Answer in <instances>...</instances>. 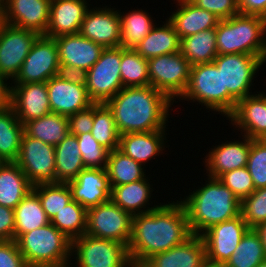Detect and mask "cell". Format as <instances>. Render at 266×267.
<instances>
[{
    "mask_svg": "<svg viewBox=\"0 0 266 267\" xmlns=\"http://www.w3.org/2000/svg\"><path fill=\"white\" fill-rule=\"evenodd\" d=\"M148 176L147 174L144 179L136 182L112 187L110 200L132 216L157 208L162 202L156 205L155 199L153 204L152 199L156 197L153 196L155 195L153 194L155 187L153 188L154 184L150 181L152 175Z\"/></svg>",
    "mask_w": 266,
    "mask_h": 267,
    "instance_id": "obj_26",
    "label": "cell"
},
{
    "mask_svg": "<svg viewBox=\"0 0 266 267\" xmlns=\"http://www.w3.org/2000/svg\"><path fill=\"white\" fill-rule=\"evenodd\" d=\"M14 210L0 205V240H14Z\"/></svg>",
    "mask_w": 266,
    "mask_h": 267,
    "instance_id": "obj_50",
    "label": "cell"
},
{
    "mask_svg": "<svg viewBox=\"0 0 266 267\" xmlns=\"http://www.w3.org/2000/svg\"><path fill=\"white\" fill-rule=\"evenodd\" d=\"M120 74L123 87L150 85L148 61L134 49H125L121 46Z\"/></svg>",
    "mask_w": 266,
    "mask_h": 267,
    "instance_id": "obj_41",
    "label": "cell"
},
{
    "mask_svg": "<svg viewBox=\"0 0 266 267\" xmlns=\"http://www.w3.org/2000/svg\"><path fill=\"white\" fill-rule=\"evenodd\" d=\"M175 3L174 11H167L168 20L175 28L180 39L196 34L198 32L216 28L220 19L212 12L197 7L187 0H172ZM171 14V15H170Z\"/></svg>",
    "mask_w": 266,
    "mask_h": 267,
    "instance_id": "obj_27",
    "label": "cell"
},
{
    "mask_svg": "<svg viewBox=\"0 0 266 267\" xmlns=\"http://www.w3.org/2000/svg\"><path fill=\"white\" fill-rule=\"evenodd\" d=\"M50 221L68 239L73 241L86 232L87 209L72 199Z\"/></svg>",
    "mask_w": 266,
    "mask_h": 267,
    "instance_id": "obj_39",
    "label": "cell"
},
{
    "mask_svg": "<svg viewBox=\"0 0 266 267\" xmlns=\"http://www.w3.org/2000/svg\"><path fill=\"white\" fill-rule=\"evenodd\" d=\"M24 125L11 106L0 109V162H15L18 158Z\"/></svg>",
    "mask_w": 266,
    "mask_h": 267,
    "instance_id": "obj_33",
    "label": "cell"
},
{
    "mask_svg": "<svg viewBox=\"0 0 266 267\" xmlns=\"http://www.w3.org/2000/svg\"><path fill=\"white\" fill-rule=\"evenodd\" d=\"M213 63L222 71L223 90H228L229 117L239 100L258 92L254 81L266 62L249 54H218Z\"/></svg>",
    "mask_w": 266,
    "mask_h": 267,
    "instance_id": "obj_6",
    "label": "cell"
},
{
    "mask_svg": "<svg viewBox=\"0 0 266 267\" xmlns=\"http://www.w3.org/2000/svg\"><path fill=\"white\" fill-rule=\"evenodd\" d=\"M0 22H1V0H0Z\"/></svg>",
    "mask_w": 266,
    "mask_h": 267,
    "instance_id": "obj_58",
    "label": "cell"
},
{
    "mask_svg": "<svg viewBox=\"0 0 266 267\" xmlns=\"http://www.w3.org/2000/svg\"><path fill=\"white\" fill-rule=\"evenodd\" d=\"M178 100L199 104L200 111L205 108L206 113L228 118V90H223L222 71L213 62L191 66L189 84Z\"/></svg>",
    "mask_w": 266,
    "mask_h": 267,
    "instance_id": "obj_7",
    "label": "cell"
},
{
    "mask_svg": "<svg viewBox=\"0 0 266 267\" xmlns=\"http://www.w3.org/2000/svg\"><path fill=\"white\" fill-rule=\"evenodd\" d=\"M76 138L85 168H106L109 150L100 145L90 132Z\"/></svg>",
    "mask_w": 266,
    "mask_h": 267,
    "instance_id": "obj_44",
    "label": "cell"
},
{
    "mask_svg": "<svg viewBox=\"0 0 266 267\" xmlns=\"http://www.w3.org/2000/svg\"><path fill=\"white\" fill-rule=\"evenodd\" d=\"M239 14L266 18V0H238Z\"/></svg>",
    "mask_w": 266,
    "mask_h": 267,
    "instance_id": "obj_52",
    "label": "cell"
},
{
    "mask_svg": "<svg viewBox=\"0 0 266 267\" xmlns=\"http://www.w3.org/2000/svg\"><path fill=\"white\" fill-rule=\"evenodd\" d=\"M218 179L234 193L240 202L255 190L252 177L246 166L228 171Z\"/></svg>",
    "mask_w": 266,
    "mask_h": 267,
    "instance_id": "obj_46",
    "label": "cell"
},
{
    "mask_svg": "<svg viewBox=\"0 0 266 267\" xmlns=\"http://www.w3.org/2000/svg\"><path fill=\"white\" fill-rule=\"evenodd\" d=\"M59 66L55 38L39 35L11 84L47 82L57 76Z\"/></svg>",
    "mask_w": 266,
    "mask_h": 267,
    "instance_id": "obj_13",
    "label": "cell"
},
{
    "mask_svg": "<svg viewBox=\"0 0 266 267\" xmlns=\"http://www.w3.org/2000/svg\"><path fill=\"white\" fill-rule=\"evenodd\" d=\"M14 240L22 234L49 224L51 221L42 208L38 195L31 190L15 207Z\"/></svg>",
    "mask_w": 266,
    "mask_h": 267,
    "instance_id": "obj_36",
    "label": "cell"
},
{
    "mask_svg": "<svg viewBox=\"0 0 266 267\" xmlns=\"http://www.w3.org/2000/svg\"><path fill=\"white\" fill-rule=\"evenodd\" d=\"M181 54L191 66L212 63L217 53L216 28L207 29L181 39Z\"/></svg>",
    "mask_w": 266,
    "mask_h": 267,
    "instance_id": "obj_35",
    "label": "cell"
},
{
    "mask_svg": "<svg viewBox=\"0 0 266 267\" xmlns=\"http://www.w3.org/2000/svg\"><path fill=\"white\" fill-rule=\"evenodd\" d=\"M0 267H29L15 240H0Z\"/></svg>",
    "mask_w": 266,
    "mask_h": 267,
    "instance_id": "obj_48",
    "label": "cell"
},
{
    "mask_svg": "<svg viewBox=\"0 0 266 267\" xmlns=\"http://www.w3.org/2000/svg\"><path fill=\"white\" fill-rule=\"evenodd\" d=\"M57 76L73 84L87 85V71L82 68L59 63Z\"/></svg>",
    "mask_w": 266,
    "mask_h": 267,
    "instance_id": "obj_51",
    "label": "cell"
},
{
    "mask_svg": "<svg viewBox=\"0 0 266 267\" xmlns=\"http://www.w3.org/2000/svg\"><path fill=\"white\" fill-rule=\"evenodd\" d=\"M69 134L79 135L91 132L94 122V104L68 116Z\"/></svg>",
    "mask_w": 266,
    "mask_h": 267,
    "instance_id": "obj_49",
    "label": "cell"
},
{
    "mask_svg": "<svg viewBox=\"0 0 266 267\" xmlns=\"http://www.w3.org/2000/svg\"><path fill=\"white\" fill-rule=\"evenodd\" d=\"M230 128L250 139L266 137V95L261 91L237 102L233 113L226 119ZM240 132V133H239Z\"/></svg>",
    "mask_w": 266,
    "mask_h": 267,
    "instance_id": "obj_19",
    "label": "cell"
},
{
    "mask_svg": "<svg viewBox=\"0 0 266 267\" xmlns=\"http://www.w3.org/2000/svg\"><path fill=\"white\" fill-rule=\"evenodd\" d=\"M71 258L70 267H124L129 255L118 241L84 234L72 241Z\"/></svg>",
    "mask_w": 266,
    "mask_h": 267,
    "instance_id": "obj_8",
    "label": "cell"
},
{
    "mask_svg": "<svg viewBox=\"0 0 266 267\" xmlns=\"http://www.w3.org/2000/svg\"><path fill=\"white\" fill-rule=\"evenodd\" d=\"M31 190V183L16 162L0 163V205L14 210Z\"/></svg>",
    "mask_w": 266,
    "mask_h": 267,
    "instance_id": "obj_30",
    "label": "cell"
},
{
    "mask_svg": "<svg viewBox=\"0 0 266 267\" xmlns=\"http://www.w3.org/2000/svg\"><path fill=\"white\" fill-rule=\"evenodd\" d=\"M156 24L134 50L144 59H151L160 55L177 53L180 51L181 39L177 35L172 23L165 18Z\"/></svg>",
    "mask_w": 266,
    "mask_h": 267,
    "instance_id": "obj_29",
    "label": "cell"
},
{
    "mask_svg": "<svg viewBox=\"0 0 266 267\" xmlns=\"http://www.w3.org/2000/svg\"><path fill=\"white\" fill-rule=\"evenodd\" d=\"M59 63L88 71L100 58L104 47L80 33L55 37Z\"/></svg>",
    "mask_w": 266,
    "mask_h": 267,
    "instance_id": "obj_25",
    "label": "cell"
},
{
    "mask_svg": "<svg viewBox=\"0 0 266 267\" xmlns=\"http://www.w3.org/2000/svg\"><path fill=\"white\" fill-rule=\"evenodd\" d=\"M240 214L250 229L266 222V187L255 189L241 201Z\"/></svg>",
    "mask_w": 266,
    "mask_h": 267,
    "instance_id": "obj_43",
    "label": "cell"
},
{
    "mask_svg": "<svg viewBox=\"0 0 266 267\" xmlns=\"http://www.w3.org/2000/svg\"><path fill=\"white\" fill-rule=\"evenodd\" d=\"M90 133L100 145L109 151L118 149L120 133L113 113L105 103H94V122Z\"/></svg>",
    "mask_w": 266,
    "mask_h": 267,
    "instance_id": "obj_40",
    "label": "cell"
},
{
    "mask_svg": "<svg viewBox=\"0 0 266 267\" xmlns=\"http://www.w3.org/2000/svg\"><path fill=\"white\" fill-rule=\"evenodd\" d=\"M192 3L212 12L220 20L239 14L238 0H193Z\"/></svg>",
    "mask_w": 266,
    "mask_h": 267,
    "instance_id": "obj_47",
    "label": "cell"
},
{
    "mask_svg": "<svg viewBox=\"0 0 266 267\" xmlns=\"http://www.w3.org/2000/svg\"><path fill=\"white\" fill-rule=\"evenodd\" d=\"M192 235L182 203L176 198L167 200L150 212L133 216L132 235L127 246L129 258L146 261L156 253L185 242Z\"/></svg>",
    "mask_w": 266,
    "mask_h": 267,
    "instance_id": "obj_1",
    "label": "cell"
},
{
    "mask_svg": "<svg viewBox=\"0 0 266 267\" xmlns=\"http://www.w3.org/2000/svg\"><path fill=\"white\" fill-rule=\"evenodd\" d=\"M91 0H51L49 23L45 36L55 38L61 35L79 33ZM90 2V4H89Z\"/></svg>",
    "mask_w": 266,
    "mask_h": 267,
    "instance_id": "obj_23",
    "label": "cell"
},
{
    "mask_svg": "<svg viewBox=\"0 0 266 267\" xmlns=\"http://www.w3.org/2000/svg\"><path fill=\"white\" fill-rule=\"evenodd\" d=\"M205 176L201 178V185H193V192L189 188V194L178 198L186 211L192 234L199 236L211 226L240 215L241 202L234 193L218 178Z\"/></svg>",
    "mask_w": 266,
    "mask_h": 267,
    "instance_id": "obj_3",
    "label": "cell"
},
{
    "mask_svg": "<svg viewBox=\"0 0 266 267\" xmlns=\"http://www.w3.org/2000/svg\"><path fill=\"white\" fill-rule=\"evenodd\" d=\"M254 230L259 234L266 256V222L259 224Z\"/></svg>",
    "mask_w": 266,
    "mask_h": 267,
    "instance_id": "obj_54",
    "label": "cell"
},
{
    "mask_svg": "<svg viewBox=\"0 0 266 267\" xmlns=\"http://www.w3.org/2000/svg\"><path fill=\"white\" fill-rule=\"evenodd\" d=\"M151 267H200L206 261L204 241L193 234L185 242L146 260Z\"/></svg>",
    "mask_w": 266,
    "mask_h": 267,
    "instance_id": "obj_28",
    "label": "cell"
},
{
    "mask_svg": "<svg viewBox=\"0 0 266 267\" xmlns=\"http://www.w3.org/2000/svg\"><path fill=\"white\" fill-rule=\"evenodd\" d=\"M39 34L0 22V74L11 83Z\"/></svg>",
    "mask_w": 266,
    "mask_h": 267,
    "instance_id": "obj_14",
    "label": "cell"
},
{
    "mask_svg": "<svg viewBox=\"0 0 266 267\" xmlns=\"http://www.w3.org/2000/svg\"><path fill=\"white\" fill-rule=\"evenodd\" d=\"M32 186L56 183L55 147L28 136H22L15 161Z\"/></svg>",
    "mask_w": 266,
    "mask_h": 267,
    "instance_id": "obj_12",
    "label": "cell"
},
{
    "mask_svg": "<svg viewBox=\"0 0 266 267\" xmlns=\"http://www.w3.org/2000/svg\"><path fill=\"white\" fill-rule=\"evenodd\" d=\"M112 7V8H111ZM79 33L89 40L103 46H121V20L119 10L113 6H91L81 24Z\"/></svg>",
    "mask_w": 266,
    "mask_h": 267,
    "instance_id": "obj_16",
    "label": "cell"
},
{
    "mask_svg": "<svg viewBox=\"0 0 266 267\" xmlns=\"http://www.w3.org/2000/svg\"><path fill=\"white\" fill-rule=\"evenodd\" d=\"M133 216L112 200L87 209L85 234L118 241L128 246L132 235Z\"/></svg>",
    "mask_w": 266,
    "mask_h": 267,
    "instance_id": "obj_10",
    "label": "cell"
},
{
    "mask_svg": "<svg viewBox=\"0 0 266 267\" xmlns=\"http://www.w3.org/2000/svg\"><path fill=\"white\" fill-rule=\"evenodd\" d=\"M46 86L51 112L69 116L94 104L88 95L86 86L73 84L58 76L50 78Z\"/></svg>",
    "mask_w": 266,
    "mask_h": 267,
    "instance_id": "obj_24",
    "label": "cell"
},
{
    "mask_svg": "<svg viewBox=\"0 0 266 267\" xmlns=\"http://www.w3.org/2000/svg\"><path fill=\"white\" fill-rule=\"evenodd\" d=\"M118 10L121 20V46L125 49H134L159 21L147 9L131 7L128 12H121L119 8Z\"/></svg>",
    "mask_w": 266,
    "mask_h": 267,
    "instance_id": "obj_31",
    "label": "cell"
},
{
    "mask_svg": "<svg viewBox=\"0 0 266 267\" xmlns=\"http://www.w3.org/2000/svg\"><path fill=\"white\" fill-rule=\"evenodd\" d=\"M24 132L32 138L56 146L69 134L68 116L50 112L25 123Z\"/></svg>",
    "mask_w": 266,
    "mask_h": 267,
    "instance_id": "obj_34",
    "label": "cell"
},
{
    "mask_svg": "<svg viewBox=\"0 0 266 267\" xmlns=\"http://www.w3.org/2000/svg\"><path fill=\"white\" fill-rule=\"evenodd\" d=\"M169 131L162 129L151 132L122 134L120 135L118 150L146 168L150 163L149 161H156V157L163 156L166 148L169 151L170 145L166 141Z\"/></svg>",
    "mask_w": 266,
    "mask_h": 267,
    "instance_id": "obj_22",
    "label": "cell"
},
{
    "mask_svg": "<svg viewBox=\"0 0 266 267\" xmlns=\"http://www.w3.org/2000/svg\"><path fill=\"white\" fill-rule=\"evenodd\" d=\"M255 189L266 187V141L251 139V148L246 165Z\"/></svg>",
    "mask_w": 266,
    "mask_h": 267,
    "instance_id": "obj_45",
    "label": "cell"
},
{
    "mask_svg": "<svg viewBox=\"0 0 266 267\" xmlns=\"http://www.w3.org/2000/svg\"><path fill=\"white\" fill-rule=\"evenodd\" d=\"M51 0H1V21L45 35Z\"/></svg>",
    "mask_w": 266,
    "mask_h": 267,
    "instance_id": "obj_18",
    "label": "cell"
},
{
    "mask_svg": "<svg viewBox=\"0 0 266 267\" xmlns=\"http://www.w3.org/2000/svg\"><path fill=\"white\" fill-rule=\"evenodd\" d=\"M124 267H151V266L147 263V261H140L129 258L124 264Z\"/></svg>",
    "mask_w": 266,
    "mask_h": 267,
    "instance_id": "obj_55",
    "label": "cell"
},
{
    "mask_svg": "<svg viewBox=\"0 0 266 267\" xmlns=\"http://www.w3.org/2000/svg\"><path fill=\"white\" fill-rule=\"evenodd\" d=\"M105 104L113 113L120 135L168 130L170 112H174L172 106L175 107L165 93L151 85L123 87Z\"/></svg>",
    "mask_w": 266,
    "mask_h": 267,
    "instance_id": "obj_2",
    "label": "cell"
},
{
    "mask_svg": "<svg viewBox=\"0 0 266 267\" xmlns=\"http://www.w3.org/2000/svg\"><path fill=\"white\" fill-rule=\"evenodd\" d=\"M256 267H266V260L259 263Z\"/></svg>",
    "mask_w": 266,
    "mask_h": 267,
    "instance_id": "obj_57",
    "label": "cell"
},
{
    "mask_svg": "<svg viewBox=\"0 0 266 267\" xmlns=\"http://www.w3.org/2000/svg\"><path fill=\"white\" fill-rule=\"evenodd\" d=\"M16 242L29 267H70L72 241L51 222L22 234Z\"/></svg>",
    "mask_w": 266,
    "mask_h": 267,
    "instance_id": "obj_5",
    "label": "cell"
},
{
    "mask_svg": "<svg viewBox=\"0 0 266 267\" xmlns=\"http://www.w3.org/2000/svg\"><path fill=\"white\" fill-rule=\"evenodd\" d=\"M110 187L129 184L144 179L146 168L118 149L109 151L106 166Z\"/></svg>",
    "mask_w": 266,
    "mask_h": 267,
    "instance_id": "obj_37",
    "label": "cell"
},
{
    "mask_svg": "<svg viewBox=\"0 0 266 267\" xmlns=\"http://www.w3.org/2000/svg\"><path fill=\"white\" fill-rule=\"evenodd\" d=\"M11 83L0 74V109L10 105Z\"/></svg>",
    "mask_w": 266,
    "mask_h": 267,
    "instance_id": "obj_53",
    "label": "cell"
},
{
    "mask_svg": "<svg viewBox=\"0 0 266 267\" xmlns=\"http://www.w3.org/2000/svg\"><path fill=\"white\" fill-rule=\"evenodd\" d=\"M10 106L24 125L51 112L46 82L11 84Z\"/></svg>",
    "mask_w": 266,
    "mask_h": 267,
    "instance_id": "obj_20",
    "label": "cell"
},
{
    "mask_svg": "<svg viewBox=\"0 0 266 267\" xmlns=\"http://www.w3.org/2000/svg\"><path fill=\"white\" fill-rule=\"evenodd\" d=\"M38 195L42 208L51 220L72 200V192L67 183H49L32 186Z\"/></svg>",
    "mask_w": 266,
    "mask_h": 267,
    "instance_id": "obj_42",
    "label": "cell"
},
{
    "mask_svg": "<svg viewBox=\"0 0 266 267\" xmlns=\"http://www.w3.org/2000/svg\"><path fill=\"white\" fill-rule=\"evenodd\" d=\"M266 260L259 234L249 229L223 267H256Z\"/></svg>",
    "mask_w": 266,
    "mask_h": 267,
    "instance_id": "obj_38",
    "label": "cell"
},
{
    "mask_svg": "<svg viewBox=\"0 0 266 267\" xmlns=\"http://www.w3.org/2000/svg\"><path fill=\"white\" fill-rule=\"evenodd\" d=\"M218 54H249L266 62V18L237 14L216 27Z\"/></svg>",
    "mask_w": 266,
    "mask_h": 267,
    "instance_id": "obj_4",
    "label": "cell"
},
{
    "mask_svg": "<svg viewBox=\"0 0 266 267\" xmlns=\"http://www.w3.org/2000/svg\"><path fill=\"white\" fill-rule=\"evenodd\" d=\"M238 137H231L228 141H219L218 145L215 142L213 148L208 149V153L201 163L204 166V175L213 178H219L222 174L232 171L234 169L242 168L247 165L248 154L251 148V139L245 135H239ZM211 149V150H210ZM204 164V165H203Z\"/></svg>",
    "mask_w": 266,
    "mask_h": 267,
    "instance_id": "obj_17",
    "label": "cell"
},
{
    "mask_svg": "<svg viewBox=\"0 0 266 267\" xmlns=\"http://www.w3.org/2000/svg\"><path fill=\"white\" fill-rule=\"evenodd\" d=\"M249 229L241 214L211 226L200 235L205 245L206 261L224 265Z\"/></svg>",
    "mask_w": 266,
    "mask_h": 267,
    "instance_id": "obj_15",
    "label": "cell"
},
{
    "mask_svg": "<svg viewBox=\"0 0 266 267\" xmlns=\"http://www.w3.org/2000/svg\"><path fill=\"white\" fill-rule=\"evenodd\" d=\"M200 267H223V265H218L215 263H210L208 261H205Z\"/></svg>",
    "mask_w": 266,
    "mask_h": 267,
    "instance_id": "obj_56",
    "label": "cell"
},
{
    "mask_svg": "<svg viewBox=\"0 0 266 267\" xmlns=\"http://www.w3.org/2000/svg\"><path fill=\"white\" fill-rule=\"evenodd\" d=\"M121 46L104 48L99 60L87 71L86 89L94 103H106L122 88Z\"/></svg>",
    "mask_w": 266,
    "mask_h": 267,
    "instance_id": "obj_11",
    "label": "cell"
},
{
    "mask_svg": "<svg viewBox=\"0 0 266 267\" xmlns=\"http://www.w3.org/2000/svg\"><path fill=\"white\" fill-rule=\"evenodd\" d=\"M67 184L72 199L86 209L110 200L111 187L106 168H85Z\"/></svg>",
    "mask_w": 266,
    "mask_h": 267,
    "instance_id": "obj_21",
    "label": "cell"
},
{
    "mask_svg": "<svg viewBox=\"0 0 266 267\" xmlns=\"http://www.w3.org/2000/svg\"><path fill=\"white\" fill-rule=\"evenodd\" d=\"M150 85L165 93L175 104L186 91L191 64L181 52L148 59ZM177 100V101H176Z\"/></svg>",
    "mask_w": 266,
    "mask_h": 267,
    "instance_id": "obj_9",
    "label": "cell"
},
{
    "mask_svg": "<svg viewBox=\"0 0 266 267\" xmlns=\"http://www.w3.org/2000/svg\"><path fill=\"white\" fill-rule=\"evenodd\" d=\"M55 147L56 183H68L85 169L75 135L67 137Z\"/></svg>",
    "mask_w": 266,
    "mask_h": 267,
    "instance_id": "obj_32",
    "label": "cell"
}]
</instances>
